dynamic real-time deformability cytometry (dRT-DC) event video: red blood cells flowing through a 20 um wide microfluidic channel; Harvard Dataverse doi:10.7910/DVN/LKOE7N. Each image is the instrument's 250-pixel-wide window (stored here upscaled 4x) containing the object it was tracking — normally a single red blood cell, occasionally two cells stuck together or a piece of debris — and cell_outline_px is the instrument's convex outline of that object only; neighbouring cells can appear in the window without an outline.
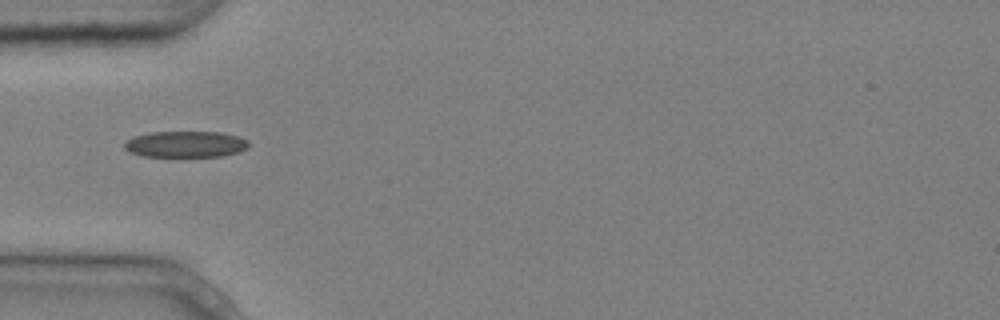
{"species": "common noctule bat (a hibernating species)", "species_latin": "Nyctalus noctula", "temperature_condition": "cold", "stored_images_in_passage": 8, "camera_frame_rate_fps": 3000, "um_per_image_px": 0.085, "animal": {"sex": "male", "body_mass_g": 20.4}, "frame": {"image": 1, "passage_image": 5, "time_ms": 1.333, "image_size_px": [1000, 320], "cell_outline_px": [[248, 148], [240, 152], [220, 156], [144, 156], [132, 152], [124, 148], [124, 144], [132, 136], [152, 132], [224, 132], [248, 140]], "centroid_in_image_um": [15.8, 12.25], "position_along_channel_um": 69.2, "area_um2": 18.9}}
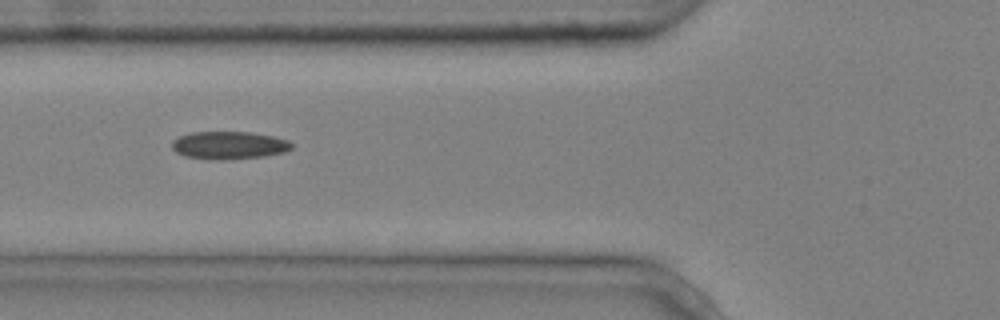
{"frame": {"image": 2, "passage_image": 6, "time_ms": 1.667, "image_size_px": [1000, 320], "cell_outline_px": [[292, 148], [284, 152], [264, 156], [224, 160], [208, 160], [184, 156], [176, 152], [172, 148], [172, 140], [188, 132], [248, 132], [272, 136], [288, 140], [292, 144]], "centroid_in_image_um": [19.42, 12.35], "position_along_channel_um": 106.4, "area_um2": 19.48}}